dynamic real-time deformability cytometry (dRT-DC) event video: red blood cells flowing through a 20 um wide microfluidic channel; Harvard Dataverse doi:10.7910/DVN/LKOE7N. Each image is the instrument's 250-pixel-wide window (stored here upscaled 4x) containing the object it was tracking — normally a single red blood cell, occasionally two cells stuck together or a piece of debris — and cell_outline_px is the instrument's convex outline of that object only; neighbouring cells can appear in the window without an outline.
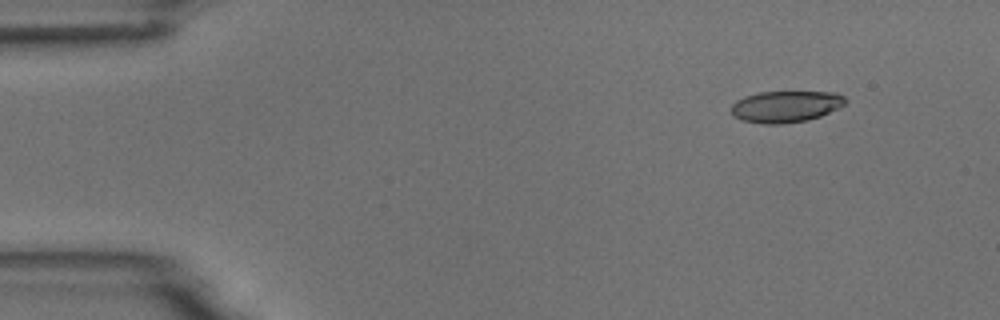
{"species": "common noctule bat (a hibernating species)", "species_latin": "Nyctalus noctula", "temperature_condition": "room temperature", "stored_images_in_passage": 6, "camera_frame_rate_fps": 3000, "um_per_image_px": 0.085, "animal": {"sex": "male", "body_mass_g": 18.8}, "frame": {"image": 1, "passage_image": 6, "time_ms": 5.667, "image_size_px": [1000, 320], "cell_outline_px": [[848, 100], [844, 104], [820, 116], [808, 120], [780, 124], [764, 124], [744, 120], [732, 116], [732, 104], [736, 100], [744, 96], [760, 92], [836, 92], [844, 96]], "centroid_in_image_um": [66.78, 9.05], "position_along_channel_um": 18.2, "area_um2": 20.87}}